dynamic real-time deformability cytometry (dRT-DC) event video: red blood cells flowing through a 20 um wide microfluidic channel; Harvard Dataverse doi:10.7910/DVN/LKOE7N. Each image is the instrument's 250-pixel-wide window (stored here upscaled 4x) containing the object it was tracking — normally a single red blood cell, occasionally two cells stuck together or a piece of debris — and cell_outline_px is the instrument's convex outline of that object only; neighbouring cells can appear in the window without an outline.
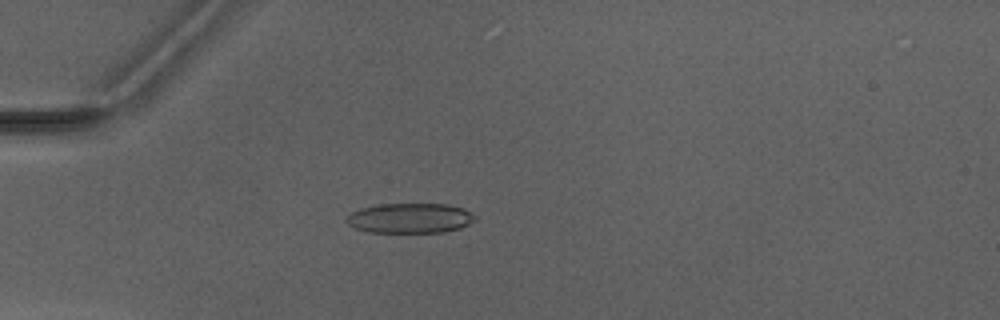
{"species": "Egyptian fruit bat (a non-hibernating species)", "species_latin": "Rousettus aegyptiacus", "temperature_condition": "warm", "stored_images_in_passage": 4, "camera_frame_rate_fps": 3000, "um_per_image_px": 0.085, "animal": {"sex": "male"}, "frame": {"image": 1, "passage_image": 4, "time_ms": 3.333, "image_size_px": [1000, 320], "cell_outline_px": [[476, 220], [460, 228], [444, 232], [368, 232], [356, 228], [348, 224], [344, 220], [352, 212], [360, 208], [376, 204], [448, 204], [464, 208], [472, 212], [476, 216]], "centroid_in_image_um": [34.87, 18.53], "position_along_channel_um": 50.1, "area_um2": 22.6}}